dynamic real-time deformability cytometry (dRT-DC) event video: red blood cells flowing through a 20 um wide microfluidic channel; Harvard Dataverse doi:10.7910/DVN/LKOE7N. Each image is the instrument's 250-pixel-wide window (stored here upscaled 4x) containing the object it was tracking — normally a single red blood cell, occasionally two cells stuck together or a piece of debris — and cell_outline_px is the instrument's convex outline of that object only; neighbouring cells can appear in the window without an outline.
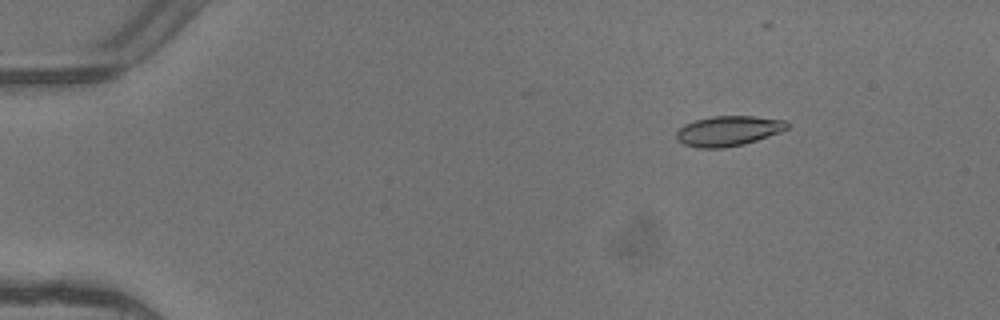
{"species": "common noctule bat (a hibernating species)", "species_latin": "Nyctalus noctula", "temperature_condition": "warm", "stored_images_in_passage": 4, "camera_frame_rate_fps": 3000, "um_per_image_px": 0.085, "animal": {"sex": "female"}, "frame": {"image": 1, "passage_image": 3, "time_ms": 0.667, "image_size_px": [1000, 320], "cell_outline_px": [[788, 128], [780, 132], [744, 144], [724, 148], [696, 148], [684, 144], [676, 140], [676, 132], [684, 124], [696, 120], [712, 116], [752, 116], [784, 120], [788, 124]], "centroid_in_image_um": [61.87, 11.13], "position_along_channel_um": 23.1, "area_um2": 19.36}}